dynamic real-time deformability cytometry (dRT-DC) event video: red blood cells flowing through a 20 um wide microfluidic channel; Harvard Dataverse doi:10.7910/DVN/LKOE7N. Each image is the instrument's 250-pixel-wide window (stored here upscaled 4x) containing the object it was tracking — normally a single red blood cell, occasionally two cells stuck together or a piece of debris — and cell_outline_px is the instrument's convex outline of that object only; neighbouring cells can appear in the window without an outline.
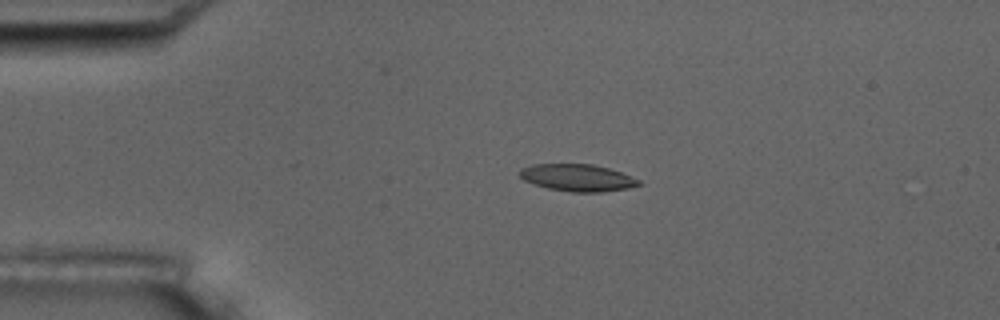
{"species": "common noctule bat (a hibernating species)", "species_latin": "Nyctalus noctula", "temperature_condition": "room temperature", "stored_images_in_passage": 14, "camera_frame_rate_fps": 3000, "um_per_image_px": 0.085, "animal": {"sex": "male", "body_mass_g": 17.5, "forearm_length_mm": 52.3}, "frame": {"image": 1, "passage_image": 3, "time_ms": 2.333, "image_size_px": [1000, 320], "cell_outline_px": [[644, 184], [628, 188], [604, 192], [568, 192], [548, 188], [524, 180], [520, 176], [520, 168], [532, 164], [592, 164], [608, 168], [620, 172], [640, 180]], "centroid_in_image_um": [49.11, 15.11], "position_along_channel_um": 35.9, "area_um2": 18.79}}
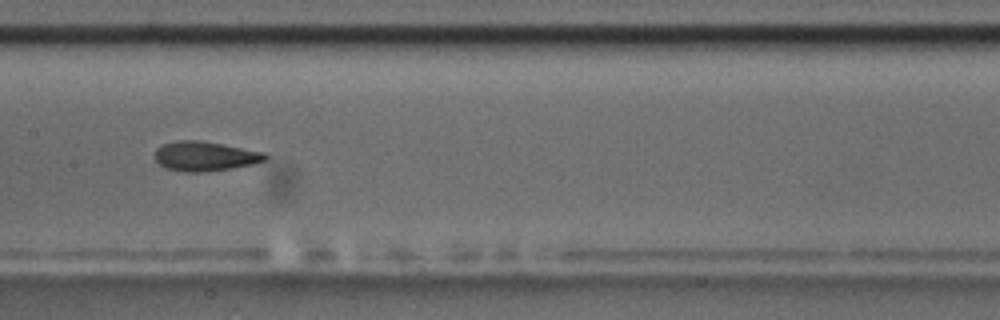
{"frame": {"image": 2, "passage_image": 7, "time_ms": 7.667, "image_size_px": [1000, 320], "cell_outline_px": [[268, 160], [256, 164], [208, 172], [184, 172], [164, 168], [156, 160], [156, 148], [160, 144], [180, 140], [200, 140], [264, 152], [268, 156]], "centroid_in_image_um": [17.44, 13.29], "position_along_channel_um": 190.0, "area_um2": 19.25}, "authors_computed_cell_mechanics": {"area_um2": 19.1896, "velocity_mm_per_s": 3.5818, "shape_relaxation_time_tau1_ms": 3.3905, "shape_relaxation_time_tau2_ms": 1.1122, "deformation_change_tau1": 0.1381, "deformation_change_tau2": 0.0759}}